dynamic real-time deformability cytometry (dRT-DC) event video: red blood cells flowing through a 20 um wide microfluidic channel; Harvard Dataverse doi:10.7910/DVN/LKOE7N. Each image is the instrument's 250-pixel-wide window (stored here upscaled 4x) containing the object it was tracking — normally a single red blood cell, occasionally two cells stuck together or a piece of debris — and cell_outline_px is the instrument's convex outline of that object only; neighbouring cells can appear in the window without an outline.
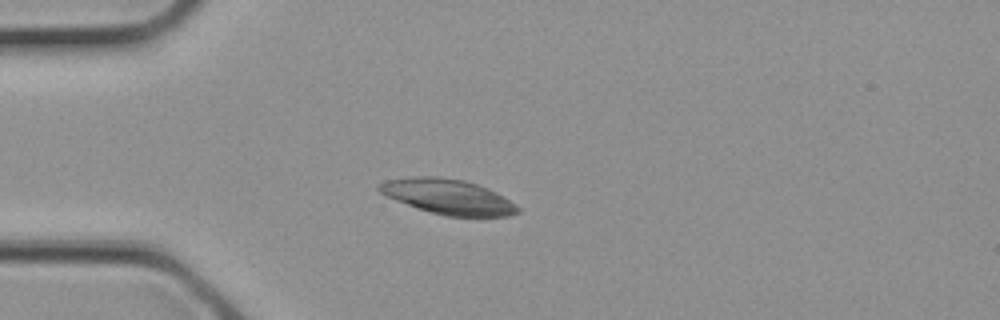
{"species": "common noctule bat (a hibernating species)", "species_latin": "Nyctalus noctula", "temperature_condition": "cold", "stored_images_in_passage": 2, "camera_frame_rate_fps": 3000, "um_per_image_px": 0.085, "animal": {"sex": "female", "body_mass_g": 21.9}, "frame": {"image": 1, "passage_image": 2, "time_ms": 0.333, "image_size_px": [1000, 320], "cell_outline_px": [[520, 212], [508, 216], [444, 216], [416, 208], [396, 200], [380, 192], [376, 188], [376, 184], [384, 180], [408, 176], [436, 176], [464, 180], [488, 188], [496, 192], [516, 204], [520, 208]], "centroid_in_image_um": [38.05, 16.7], "position_along_channel_um": 47.0, "area_um2": 28.5}}